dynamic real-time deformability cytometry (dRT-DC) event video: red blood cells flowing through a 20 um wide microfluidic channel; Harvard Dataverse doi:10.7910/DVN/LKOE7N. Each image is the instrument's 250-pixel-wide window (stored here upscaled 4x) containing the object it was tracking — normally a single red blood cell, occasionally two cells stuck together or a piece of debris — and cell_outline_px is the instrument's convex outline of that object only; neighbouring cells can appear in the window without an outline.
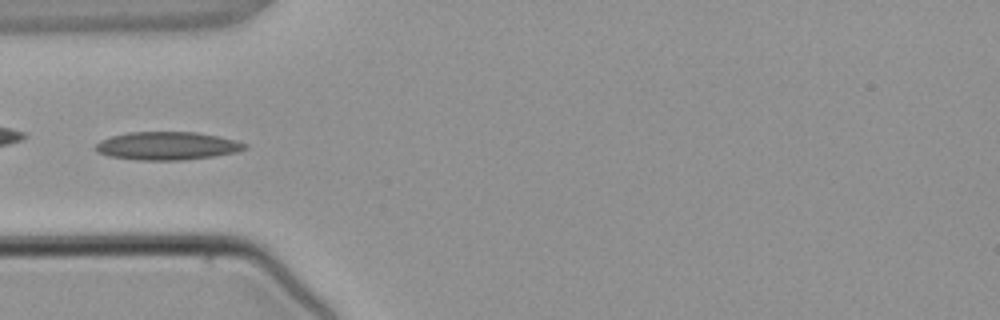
{"species": "common noctule bat (a hibernating species)", "species_latin": "Nyctalus noctula", "temperature_condition": "warm", "stored_images_in_passage": 4, "camera_frame_rate_fps": 3000, "um_per_image_px": 0.085, "animal": {"sex": "male", "body_mass_g": 21.5, "forearm_length_mm": 52.0}, "frame": {"image": 1, "passage_image": 4, "time_ms": 3.667, "image_size_px": [1000, 320], "cell_outline_px": [[248, 148], [236, 152], [212, 156], [180, 160], [136, 160], [108, 156], [96, 152], [92, 148], [100, 140], [112, 136], [128, 132], [196, 132], [236, 140], [248, 144]], "centroid_in_image_um": [14.17, 12.4], "position_along_channel_um": 70.8, "area_um2": 24.51}}